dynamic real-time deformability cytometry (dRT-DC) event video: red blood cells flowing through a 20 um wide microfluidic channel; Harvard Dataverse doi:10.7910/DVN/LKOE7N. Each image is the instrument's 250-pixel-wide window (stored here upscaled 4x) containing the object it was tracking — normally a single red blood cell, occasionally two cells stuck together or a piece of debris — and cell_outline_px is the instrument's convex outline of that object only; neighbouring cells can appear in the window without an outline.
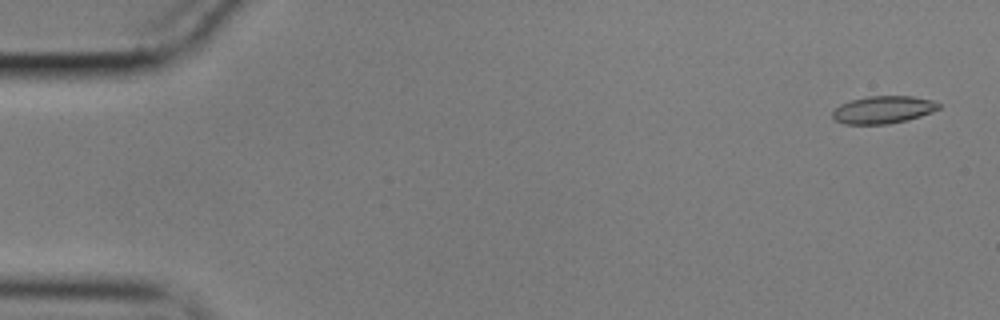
{"species": "common noctule bat (a hibernating species)", "species_latin": "Nyctalus noctula", "temperature_condition": "cold", "stored_images_in_passage": 56, "camera_frame_rate_fps": 3000, "um_per_image_px": 0.085, "animal": {"sex": "male", "body_mass_g": 17.9}, "frame": {"image": 1, "passage_image": 2, "time_ms": 0.333, "image_size_px": [1000, 320], "cell_outline_px": [[940, 108], [932, 112], [908, 120], [888, 124], [844, 124], [836, 120], [832, 116], [832, 112], [840, 104], [852, 100], [868, 96], [912, 96], [932, 100], [940, 104]], "centroid_in_image_um": [75.08, 9.33], "position_along_channel_um": 9.9, "area_um2": 16.99}}
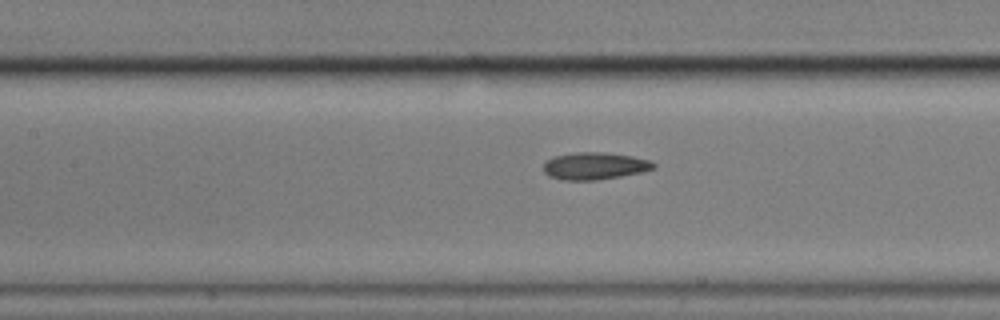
{"frame": {"image": 2, "passage_image": 25, "time_ms": 8.0, "image_size_px": [1000, 320], "cell_outline_px": [[656, 168], [640, 172], [620, 176], [596, 180], [564, 180], [548, 176], [544, 172], [544, 164], [548, 160], [556, 156], [576, 152], [604, 152], [632, 156], [648, 160], [656, 164]], "centroid_in_image_um": [50.55, 14.1], "position_along_channel_um": 156.9, "area_um2": 17.28}}
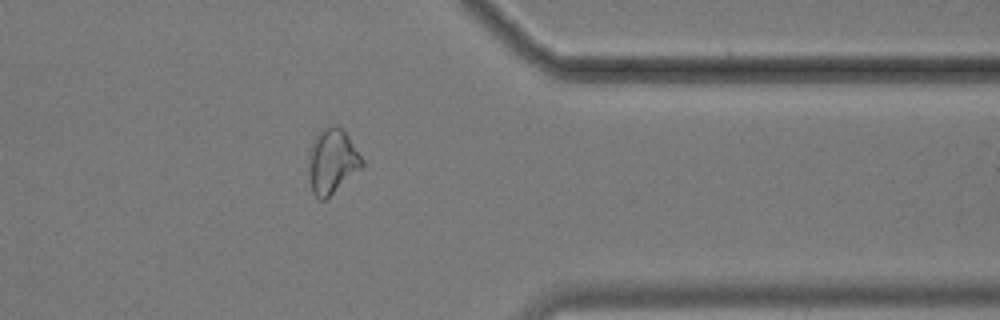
{"frame": {"image": 3, "passage_image": 45, "time_ms": 14.667, "image_size_px": [1000, 320], "cell_outline_px": [[364, 164], [360, 168], [324, 200], [320, 200], [312, 192], [308, 180], [308, 156], [312, 144], [320, 128], [328, 124], [336, 124], [348, 136], [364, 160]], "centroid_in_image_um": [28.19, 13.67], "position_along_channel_um": 383.2, "area_um2": 20.11}, "authors_computed_cell_mechanics": {"area_um2": 17.4556, "velocity_mm_per_s": 3.5667, "shape_relaxation_time_tau1_ms": 9.9907, "shape_relaxation_time_tau2_ms": 4.1136, "deformation_change_tau1": 0.1925, "deformation_change_tau2": 0.1078}}